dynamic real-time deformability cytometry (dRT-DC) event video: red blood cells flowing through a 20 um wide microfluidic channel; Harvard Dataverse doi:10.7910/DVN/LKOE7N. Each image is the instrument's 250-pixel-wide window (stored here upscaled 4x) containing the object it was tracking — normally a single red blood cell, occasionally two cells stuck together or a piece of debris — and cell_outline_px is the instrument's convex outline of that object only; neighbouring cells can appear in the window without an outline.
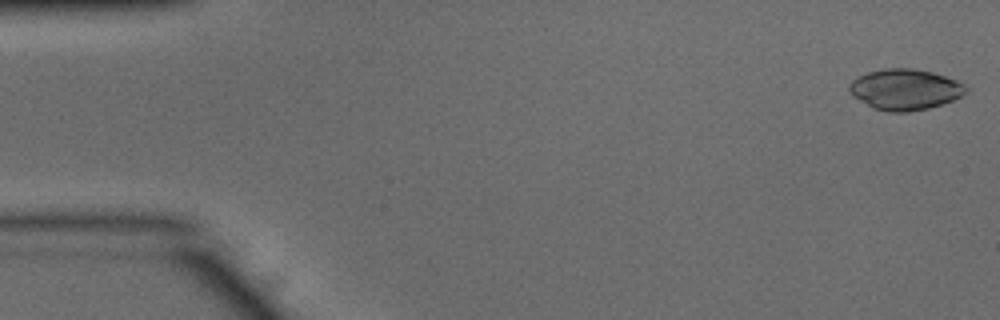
{"species": "common noctule bat (a hibernating species)", "species_latin": "Nyctalus noctula", "temperature_condition": "warm", "stored_images_in_passage": 51, "camera_frame_rate_fps": 3000, "um_per_image_px": 0.085, "animal": {"sex": "male", "body_mass_g": 15.6}, "frame": {"image": 1, "passage_image": 1, "time_ms": 0.0, "image_size_px": [1000, 320], "cell_outline_px": [[968, 92], [952, 100], [928, 108], [908, 112], [888, 112], [872, 108], [852, 96], [848, 92], [848, 84], [852, 80], [868, 72], [884, 68], [912, 68], [932, 72], [956, 80], [964, 84], [968, 88]], "centroid_in_image_um": [76.89, 7.6], "position_along_channel_um": 8.1, "area_um2": 27.86}}
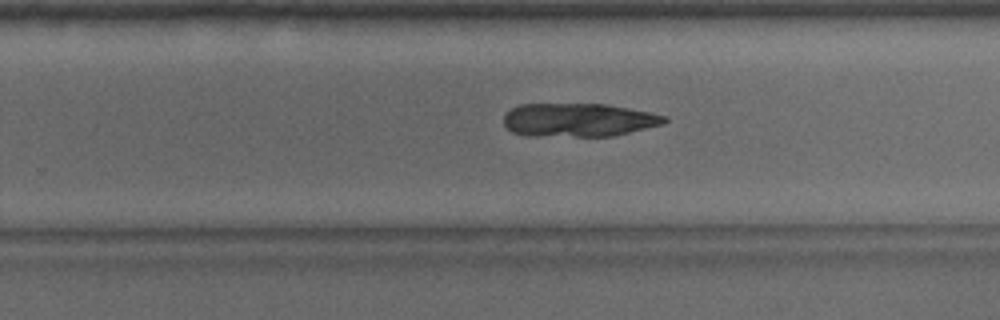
{"frame": {"image": 2, "passage_image": 32, "time_ms": 10.333, "image_size_px": [1000, 320], "cell_outline_px": [[668, 120], [664, 124], [612, 136], [528, 136], [512, 132], [504, 124], [504, 112], [520, 104], [608, 104], [652, 112], [668, 116]], "centroid_in_image_um": [49.19, 10.19], "position_along_channel_um": 280.6, "area_um2": 31.67}}
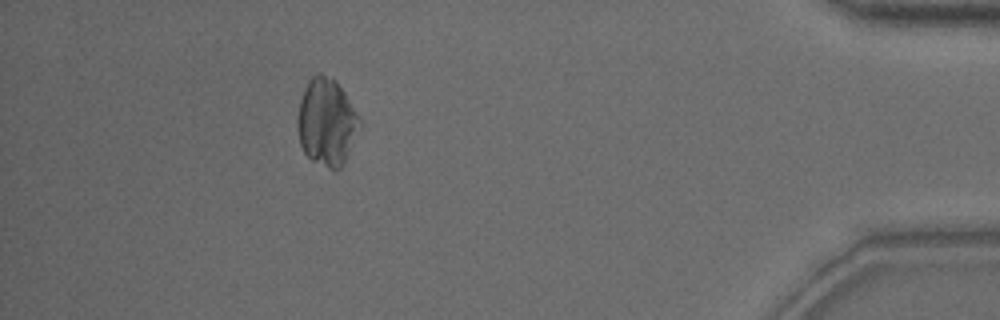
{"frame": {"image": 3, "passage_image": 46, "time_ms": 15.0, "image_size_px": [1000, 320], "cell_outline_px": [[360, 124], [344, 164], [336, 172], [312, 160], [304, 152], [300, 144], [296, 124], [296, 120], [300, 100], [304, 88], [308, 80], [316, 72], [320, 72], [336, 80], [360, 116]], "centroid_in_image_um": [27.74, 10.36], "position_along_channel_um": 407.5, "area_um2": 31.73}}